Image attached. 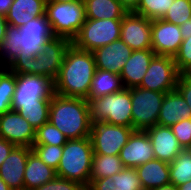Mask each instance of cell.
Masks as SVG:
<instances>
[{
    "label": "cell",
    "mask_w": 191,
    "mask_h": 190,
    "mask_svg": "<svg viewBox=\"0 0 191 190\" xmlns=\"http://www.w3.org/2000/svg\"><path fill=\"white\" fill-rule=\"evenodd\" d=\"M54 37L45 14L20 27L8 25L0 44L2 67H7L14 59H29L38 55L47 41Z\"/></svg>",
    "instance_id": "cell-1"
},
{
    "label": "cell",
    "mask_w": 191,
    "mask_h": 190,
    "mask_svg": "<svg viewBox=\"0 0 191 190\" xmlns=\"http://www.w3.org/2000/svg\"><path fill=\"white\" fill-rule=\"evenodd\" d=\"M95 71L93 53L79 49L71 43L54 80L55 93L65 97L87 99Z\"/></svg>",
    "instance_id": "cell-2"
},
{
    "label": "cell",
    "mask_w": 191,
    "mask_h": 190,
    "mask_svg": "<svg viewBox=\"0 0 191 190\" xmlns=\"http://www.w3.org/2000/svg\"><path fill=\"white\" fill-rule=\"evenodd\" d=\"M49 122L67 139L90 137L91 119L88 100L55 93L50 102Z\"/></svg>",
    "instance_id": "cell-3"
},
{
    "label": "cell",
    "mask_w": 191,
    "mask_h": 190,
    "mask_svg": "<svg viewBox=\"0 0 191 190\" xmlns=\"http://www.w3.org/2000/svg\"><path fill=\"white\" fill-rule=\"evenodd\" d=\"M71 43L66 38L54 37L47 41L38 55L29 59H14L7 68L16 74L41 75L54 81Z\"/></svg>",
    "instance_id": "cell-4"
},
{
    "label": "cell",
    "mask_w": 191,
    "mask_h": 190,
    "mask_svg": "<svg viewBox=\"0 0 191 190\" xmlns=\"http://www.w3.org/2000/svg\"><path fill=\"white\" fill-rule=\"evenodd\" d=\"M93 148L90 137L68 139L56 170L57 176L77 182L86 189L92 169Z\"/></svg>",
    "instance_id": "cell-5"
},
{
    "label": "cell",
    "mask_w": 191,
    "mask_h": 190,
    "mask_svg": "<svg viewBox=\"0 0 191 190\" xmlns=\"http://www.w3.org/2000/svg\"><path fill=\"white\" fill-rule=\"evenodd\" d=\"M45 15L55 37L73 41L86 21L83 0L75 2H46Z\"/></svg>",
    "instance_id": "cell-6"
},
{
    "label": "cell",
    "mask_w": 191,
    "mask_h": 190,
    "mask_svg": "<svg viewBox=\"0 0 191 190\" xmlns=\"http://www.w3.org/2000/svg\"><path fill=\"white\" fill-rule=\"evenodd\" d=\"M91 121L132 127L131 88L89 101Z\"/></svg>",
    "instance_id": "cell-7"
},
{
    "label": "cell",
    "mask_w": 191,
    "mask_h": 190,
    "mask_svg": "<svg viewBox=\"0 0 191 190\" xmlns=\"http://www.w3.org/2000/svg\"><path fill=\"white\" fill-rule=\"evenodd\" d=\"M121 21L122 19H86L72 44L89 52L106 46L120 39Z\"/></svg>",
    "instance_id": "cell-8"
},
{
    "label": "cell",
    "mask_w": 191,
    "mask_h": 190,
    "mask_svg": "<svg viewBox=\"0 0 191 190\" xmlns=\"http://www.w3.org/2000/svg\"><path fill=\"white\" fill-rule=\"evenodd\" d=\"M165 93L145 88H131L132 127L145 131L157 125Z\"/></svg>",
    "instance_id": "cell-9"
},
{
    "label": "cell",
    "mask_w": 191,
    "mask_h": 190,
    "mask_svg": "<svg viewBox=\"0 0 191 190\" xmlns=\"http://www.w3.org/2000/svg\"><path fill=\"white\" fill-rule=\"evenodd\" d=\"M133 131V127L91 121L90 139L94 154L119 155Z\"/></svg>",
    "instance_id": "cell-10"
},
{
    "label": "cell",
    "mask_w": 191,
    "mask_h": 190,
    "mask_svg": "<svg viewBox=\"0 0 191 190\" xmlns=\"http://www.w3.org/2000/svg\"><path fill=\"white\" fill-rule=\"evenodd\" d=\"M54 94L52 79L41 75L16 74L12 110L17 111L22 104H36L42 99H51Z\"/></svg>",
    "instance_id": "cell-11"
},
{
    "label": "cell",
    "mask_w": 191,
    "mask_h": 190,
    "mask_svg": "<svg viewBox=\"0 0 191 190\" xmlns=\"http://www.w3.org/2000/svg\"><path fill=\"white\" fill-rule=\"evenodd\" d=\"M179 75L173 57L155 55L139 87L168 93L176 89Z\"/></svg>",
    "instance_id": "cell-12"
},
{
    "label": "cell",
    "mask_w": 191,
    "mask_h": 190,
    "mask_svg": "<svg viewBox=\"0 0 191 190\" xmlns=\"http://www.w3.org/2000/svg\"><path fill=\"white\" fill-rule=\"evenodd\" d=\"M151 25V19L128 12L121 21L120 39L133 51L152 49Z\"/></svg>",
    "instance_id": "cell-13"
},
{
    "label": "cell",
    "mask_w": 191,
    "mask_h": 190,
    "mask_svg": "<svg viewBox=\"0 0 191 190\" xmlns=\"http://www.w3.org/2000/svg\"><path fill=\"white\" fill-rule=\"evenodd\" d=\"M35 131L18 111L10 110L0 115V138L15 146L31 148L35 140Z\"/></svg>",
    "instance_id": "cell-14"
},
{
    "label": "cell",
    "mask_w": 191,
    "mask_h": 190,
    "mask_svg": "<svg viewBox=\"0 0 191 190\" xmlns=\"http://www.w3.org/2000/svg\"><path fill=\"white\" fill-rule=\"evenodd\" d=\"M183 41L179 26L163 19L152 20L151 44L156 55L173 57Z\"/></svg>",
    "instance_id": "cell-15"
},
{
    "label": "cell",
    "mask_w": 191,
    "mask_h": 190,
    "mask_svg": "<svg viewBox=\"0 0 191 190\" xmlns=\"http://www.w3.org/2000/svg\"><path fill=\"white\" fill-rule=\"evenodd\" d=\"M119 158L125 167L137 168L155 159L151 140L146 131L134 130L120 150Z\"/></svg>",
    "instance_id": "cell-16"
},
{
    "label": "cell",
    "mask_w": 191,
    "mask_h": 190,
    "mask_svg": "<svg viewBox=\"0 0 191 190\" xmlns=\"http://www.w3.org/2000/svg\"><path fill=\"white\" fill-rule=\"evenodd\" d=\"M32 148L15 146L0 166V178L12 190H24V171Z\"/></svg>",
    "instance_id": "cell-17"
},
{
    "label": "cell",
    "mask_w": 191,
    "mask_h": 190,
    "mask_svg": "<svg viewBox=\"0 0 191 190\" xmlns=\"http://www.w3.org/2000/svg\"><path fill=\"white\" fill-rule=\"evenodd\" d=\"M132 51L133 50L121 39H117L106 46L97 48L92 52L96 69L107 70L120 75Z\"/></svg>",
    "instance_id": "cell-18"
},
{
    "label": "cell",
    "mask_w": 191,
    "mask_h": 190,
    "mask_svg": "<svg viewBox=\"0 0 191 190\" xmlns=\"http://www.w3.org/2000/svg\"><path fill=\"white\" fill-rule=\"evenodd\" d=\"M145 131L151 140L155 158L158 160L171 163L183 149L170 127L157 124Z\"/></svg>",
    "instance_id": "cell-19"
},
{
    "label": "cell",
    "mask_w": 191,
    "mask_h": 190,
    "mask_svg": "<svg viewBox=\"0 0 191 190\" xmlns=\"http://www.w3.org/2000/svg\"><path fill=\"white\" fill-rule=\"evenodd\" d=\"M155 55L152 49L132 51L120 74L124 88L130 89L141 85L142 79Z\"/></svg>",
    "instance_id": "cell-20"
},
{
    "label": "cell",
    "mask_w": 191,
    "mask_h": 190,
    "mask_svg": "<svg viewBox=\"0 0 191 190\" xmlns=\"http://www.w3.org/2000/svg\"><path fill=\"white\" fill-rule=\"evenodd\" d=\"M189 118H191V109L180 92L175 89L165 93L157 124L171 127L177 122Z\"/></svg>",
    "instance_id": "cell-21"
},
{
    "label": "cell",
    "mask_w": 191,
    "mask_h": 190,
    "mask_svg": "<svg viewBox=\"0 0 191 190\" xmlns=\"http://www.w3.org/2000/svg\"><path fill=\"white\" fill-rule=\"evenodd\" d=\"M87 190H144L135 168L125 167L118 174L90 180Z\"/></svg>",
    "instance_id": "cell-22"
},
{
    "label": "cell",
    "mask_w": 191,
    "mask_h": 190,
    "mask_svg": "<svg viewBox=\"0 0 191 190\" xmlns=\"http://www.w3.org/2000/svg\"><path fill=\"white\" fill-rule=\"evenodd\" d=\"M136 169L144 190H153L170 182L169 163L153 159Z\"/></svg>",
    "instance_id": "cell-23"
},
{
    "label": "cell",
    "mask_w": 191,
    "mask_h": 190,
    "mask_svg": "<svg viewBox=\"0 0 191 190\" xmlns=\"http://www.w3.org/2000/svg\"><path fill=\"white\" fill-rule=\"evenodd\" d=\"M47 0H14L6 15L9 25L20 27L45 14Z\"/></svg>",
    "instance_id": "cell-24"
},
{
    "label": "cell",
    "mask_w": 191,
    "mask_h": 190,
    "mask_svg": "<svg viewBox=\"0 0 191 190\" xmlns=\"http://www.w3.org/2000/svg\"><path fill=\"white\" fill-rule=\"evenodd\" d=\"M56 176V170L46 165L33 151L28 155L24 171V190H35Z\"/></svg>",
    "instance_id": "cell-25"
},
{
    "label": "cell",
    "mask_w": 191,
    "mask_h": 190,
    "mask_svg": "<svg viewBox=\"0 0 191 190\" xmlns=\"http://www.w3.org/2000/svg\"><path fill=\"white\" fill-rule=\"evenodd\" d=\"M86 19H123L128 11L118 0H83Z\"/></svg>",
    "instance_id": "cell-26"
},
{
    "label": "cell",
    "mask_w": 191,
    "mask_h": 190,
    "mask_svg": "<svg viewBox=\"0 0 191 190\" xmlns=\"http://www.w3.org/2000/svg\"><path fill=\"white\" fill-rule=\"evenodd\" d=\"M123 88L120 75L107 70L96 69L87 100L89 102L91 99L119 92Z\"/></svg>",
    "instance_id": "cell-27"
},
{
    "label": "cell",
    "mask_w": 191,
    "mask_h": 190,
    "mask_svg": "<svg viewBox=\"0 0 191 190\" xmlns=\"http://www.w3.org/2000/svg\"><path fill=\"white\" fill-rule=\"evenodd\" d=\"M123 165L119 155L93 154L90 180L102 179L121 172Z\"/></svg>",
    "instance_id": "cell-28"
},
{
    "label": "cell",
    "mask_w": 191,
    "mask_h": 190,
    "mask_svg": "<svg viewBox=\"0 0 191 190\" xmlns=\"http://www.w3.org/2000/svg\"><path fill=\"white\" fill-rule=\"evenodd\" d=\"M170 182L176 187L191 181V148L182 149L169 163Z\"/></svg>",
    "instance_id": "cell-29"
},
{
    "label": "cell",
    "mask_w": 191,
    "mask_h": 190,
    "mask_svg": "<svg viewBox=\"0 0 191 190\" xmlns=\"http://www.w3.org/2000/svg\"><path fill=\"white\" fill-rule=\"evenodd\" d=\"M50 102L51 99H42L36 104H22L17 111L37 130L49 121Z\"/></svg>",
    "instance_id": "cell-30"
},
{
    "label": "cell",
    "mask_w": 191,
    "mask_h": 190,
    "mask_svg": "<svg viewBox=\"0 0 191 190\" xmlns=\"http://www.w3.org/2000/svg\"><path fill=\"white\" fill-rule=\"evenodd\" d=\"M15 88L16 73L7 67L0 68V115L12 110Z\"/></svg>",
    "instance_id": "cell-31"
},
{
    "label": "cell",
    "mask_w": 191,
    "mask_h": 190,
    "mask_svg": "<svg viewBox=\"0 0 191 190\" xmlns=\"http://www.w3.org/2000/svg\"><path fill=\"white\" fill-rule=\"evenodd\" d=\"M67 141V137L48 121L35 131L33 145L64 146Z\"/></svg>",
    "instance_id": "cell-32"
},
{
    "label": "cell",
    "mask_w": 191,
    "mask_h": 190,
    "mask_svg": "<svg viewBox=\"0 0 191 190\" xmlns=\"http://www.w3.org/2000/svg\"><path fill=\"white\" fill-rule=\"evenodd\" d=\"M174 0H141L134 13L151 20L162 19Z\"/></svg>",
    "instance_id": "cell-33"
},
{
    "label": "cell",
    "mask_w": 191,
    "mask_h": 190,
    "mask_svg": "<svg viewBox=\"0 0 191 190\" xmlns=\"http://www.w3.org/2000/svg\"><path fill=\"white\" fill-rule=\"evenodd\" d=\"M162 19L177 26L182 25L191 19V0H174Z\"/></svg>",
    "instance_id": "cell-34"
},
{
    "label": "cell",
    "mask_w": 191,
    "mask_h": 190,
    "mask_svg": "<svg viewBox=\"0 0 191 190\" xmlns=\"http://www.w3.org/2000/svg\"><path fill=\"white\" fill-rule=\"evenodd\" d=\"M32 151L48 166L57 170L62 156L63 146L33 145Z\"/></svg>",
    "instance_id": "cell-35"
},
{
    "label": "cell",
    "mask_w": 191,
    "mask_h": 190,
    "mask_svg": "<svg viewBox=\"0 0 191 190\" xmlns=\"http://www.w3.org/2000/svg\"><path fill=\"white\" fill-rule=\"evenodd\" d=\"M170 128L183 149L191 148V118L179 121Z\"/></svg>",
    "instance_id": "cell-36"
},
{
    "label": "cell",
    "mask_w": 191,
    "mask_h": 190,
    "mask_svg": "<svg viewBox=\"0 0 191 190\" xmlns=\"http://www.w3.org/2000/svg\"><path fill=\"white\" fill-rule=\"evenodd\" d=\"M174 62L180 74L191 66V36L183 39L177 54L174 56Z\"/></svg>",
    "instance_id": "cell-37"
},
{
    "label": "cell",
    "mask_w": 191,
    "mask_h": 190,
    "mask_svg": "<svg viewBox=\"0 0 191 190\" xmlns=\"http://www.w3.org/2000/svg\"><path fill=\"white\" fill-rule=\"evenodd\" d=\"M35 190H86V188L77 182L56 176L51 181L39 186Z\"/></svg>",
    "instance_id": "cell-38"
},
{
    "label": "cell",
    "mask_w": 191,
    "mask_h": 190,
    "mask_svg": "<svg viewBox=\"0 0 191 190\" xmlns=\"http://www.w3.org/2000/svg\"><path fill=\"white\" fill-rule=\"evenodd\" d=\"M176 89L183 96L187 102L189 108L191 109V81L185 79L181 74L177 80Z\"/></svg>",
    "instance_id": "cell-39"
},
{
    "label": "cell",
    "mask_w": 191,
    "mask_h": 190,
    "mask_svg": "<svg viewBox=\"0 0 191 190\" xmlns=\"http://www.w3.org/2000/svg\"><path fill=\"white\" fill-rule=\"evenodd\" d=\"M15 147L14 144L9 141L0 138V166L5 161V159L9 156L12 149Z\"/></svg>",
    "instance_id": "cell-40"
},
{
    "label": "cell",
    "mask_w": 191,
    "mask_h": 190,
    "mask_svg": "<svg viewBox=\"0 0 191 190\" xmlns=\"http://www.w3.org/2000/svg\"><path fill=\"white\" fill-rule=\"evenodd\" d=\"M128 12H134L141 0H118Z\"/></svg>",
    "instance_id": "cell-41"
},
{
    "label": "cell",
    "mask_w": 191,
    "mask_h": 190,
    "mask_svg": "<svg viewBox=\"0 0 191 190\" xmlns=\"http://www.w3.org/2000/svg\"><path fill=\"white\" fill-rule=\"evenodd\" d=\"M179 28L183 39L189 38L191 36V19L185 21L182 25L179 26Z\"/></svg>",
    "instance_id": "cell-42"
},
{
    "label": "cell",
    "mask_w": 191,
    "mask_h": 190,
    "mask_svg": "<svg viewBox=\"0 0 191 190\" xmlns=\"http://www.w3.org/2000/svg\"><path fill=\"white\" fill-rule=\"evenodd\" d=\"M8 25L6 16L0 14V44L5 37Z\"/></svg>",
    "instance_id": "cell-43"
},
{
    "label": "cell",
    "mask_w": 191,
    "mask_h": 190,
    "mask_svg": "<svg viewBox=\"0 0 191 190\" xmlns=\"http://www.w3.org/2000/svg\"><path fill=\"white\" fill-rule=\"evenodd\" d=\"M14 0H0V14L6 16Z\"/></svg>",
    "instance_id": "cell-44"
},
{
    "label": "cell",
    "mask_w": 191,
    "mask_h": 190,
    "mask_svg": "<svg viewBox=\"0 0 191 190\" xmlns=\"http://www.w3.org/2000/svg\"><path fill=\"white\" fill-rule=\"evenodd\" d=\"M153 190H178V189L174 184L169 183L167 185L160 186V187L155 188Z\"/></svg>",
    "instance_id": "cell-45"
},
{
    "label": "cell",
    "mask_w": 191,
    "mask_h": 190,
    "mask_svg": "<svg viewBox=\"0 0 191 190\" xmlns=\"http://www.w3.org/2000/svg\"><path fill=\"white\" fill-rule=\"evenodd\" d=\"M181 75H182L185 79L191 81V66H189L188 68H186V69L181 73Z\"/></svg>",
    "instance_id": "cell-46"
},
{
    "label": "cell",
    "mask_w": 191,
    "mask_h": 190,
    "mask_svg": "<svg viewBox=\"0 0 191 190\" xmlns=\"http://www.w3.org/2000/svg\"><path fill=\"white\" fill-rule=\"evenodd\" d=\"M178 190H191V181H188L180 186H177Z\"/></svg>",
    "instance_id": "cell-47"
},
{
    "label": "cell",
    "mask_w": 191,
    "mask_h": 190,
    "mask_svg": "<svg viewBox=\"0 0 191 190\" xmlns=\"http://www.w3.org/2000/svg\"><path fill=\"white\" fill-rule=\"evenodd\" d=\"M0 190H12V189L0 178Z\"/></svg>",
    "instance_id": "cell-48"
},
{
    "label": "cell",
    "mask_w": 191,
    "mask_h": 190,
    "mask_svg": "<svg viewBox=\"0 0 191 190\" xmlns=\"http://www.w3.org/2000/svg\"><path fill=\"white\" fill-rule=\"evenodd\" d=\"M47 1L65 3V2H75L78 0H47Z\"/></svg>",
    "instance_id": "cell-49"
}]
</instances>
